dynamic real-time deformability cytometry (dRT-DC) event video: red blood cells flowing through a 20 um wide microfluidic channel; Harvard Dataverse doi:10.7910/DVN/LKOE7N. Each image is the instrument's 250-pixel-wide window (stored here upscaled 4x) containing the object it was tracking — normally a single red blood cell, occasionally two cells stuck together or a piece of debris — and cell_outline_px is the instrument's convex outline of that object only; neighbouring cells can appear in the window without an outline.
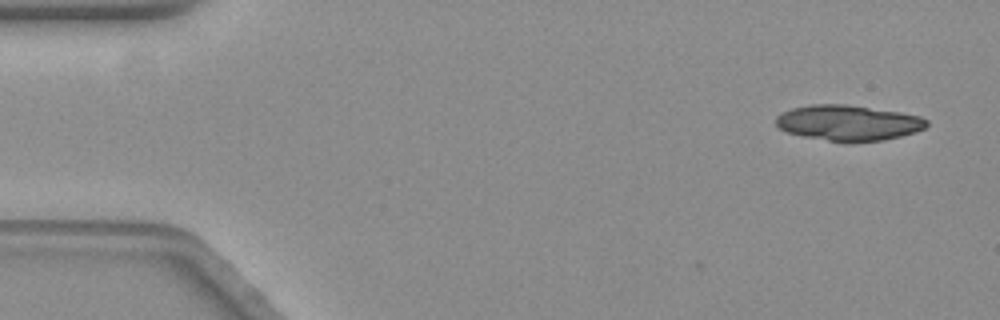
{"species": "common noctule bat (a hibernating species)", "species_latin": "Nyctalus noctula", "temperature_condition": "warm", "stored_images_in_passage": 2, "camera_frame_rate_fps": 3000, "um_per_image_px": 0.085, "animal": {"sex": "female", "body_mass_g": 19.3, "forearm_length_mm": 54.1}, "frame": {"image": 1, "passage_image": 2, "time_ms": 0.333, "image_size_px": [1000, 320], "cell_outline_px": [[928, 124], [924, 128], [916, 132], [900, 136], [880, 140], [844, 144], [804, 136], [788, 132], [780, 128], [776, 124], [776, 116], [792, 108], [808, 104], [848, 104], [900, 112], [920, 116], [928, 120]], "centroid_in_image_um": [72.11, 10.45], "position_along_channel_um": 12.9, "area_um2": 31.5}}